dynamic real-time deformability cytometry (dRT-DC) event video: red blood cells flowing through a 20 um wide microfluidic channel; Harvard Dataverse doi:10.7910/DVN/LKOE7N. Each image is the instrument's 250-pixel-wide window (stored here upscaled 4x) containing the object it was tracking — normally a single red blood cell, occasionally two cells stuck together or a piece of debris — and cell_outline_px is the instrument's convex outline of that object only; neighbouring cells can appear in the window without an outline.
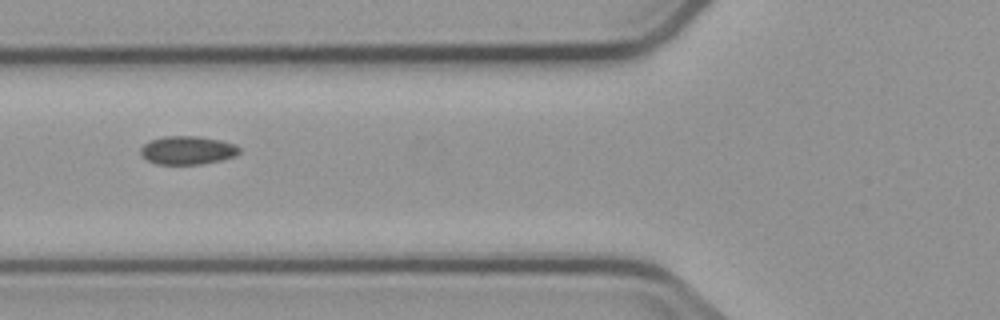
{"species": "common noctule bat (a hibernating species)", "species_latin": "Nyctalus noctula", "temperature_condition": "cold", "stored_images_in_passage": 7, "camera_frame_rate_fps": 3000, "um_per_image_px": 0.085, "animal": {"sex": "male", "body_mass_g": 23.1, "forearm_length_mm": 52.7}, "frame": {"image": 1, "passage_image": 2, "time_ms": 2.333, "image_size_px": [1000, 320], "cell_outline_px": [[240, 152], [236, 156], [220, 160], [200, 164], [156, 164], [148, 160], [140, 152], [140, 148], [144, 144], [152, 140], [164, 136], [196, 136], [220, 140], [236, 144], [240, 148]], "centroid_in_image_um": [15.96, 12.77], "position_along_channel_um": 109.8, "area_um2": 16.24}}
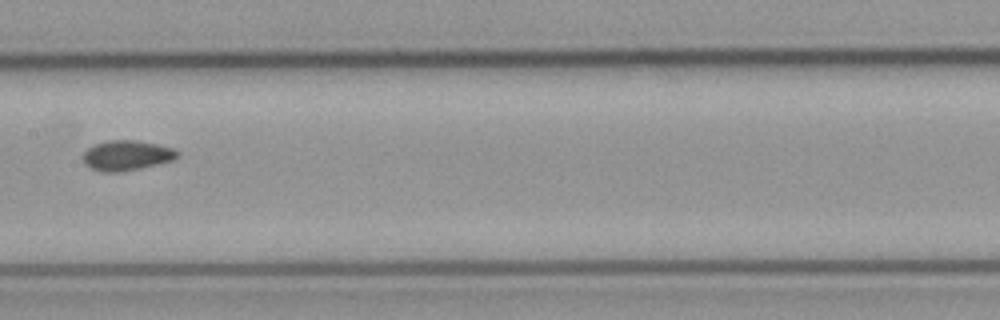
{"frame": {"image": 2, "passage_image": 4, "time_ms": 4.667, "image_size_px": [1000, 320], "cell_outline_px": [[180, 156], [172, 160], [156, 164], [120, 172], [104, 172], [92, 168], [84, 160], [84, 152], [88, 148], [96, 144], [108, 140], [136, 140], [156, 144], [172, 148], [180, 152]], "centroid_in_image_um": [10.8, 13.2], "position_along_channel_um": 196.6, "area_um2": 16.18}}
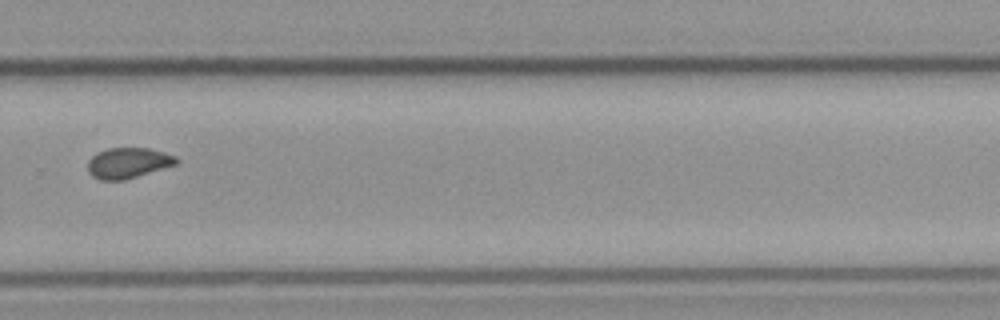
{"frame": {"image": 3, "passage_image": 7, "time_ms": 8.0, "image_size_px": [1000, 320], "cell_outline_px": [[180, 164], [124, 180], [100, 180], [92, 176], [88, 172], [88, 160], [96, 152], [108, 148], [148, 148], [164, 152], [176, 156], [180, 160]], "centroid_in_image_um": [10.92, 13.85], "position_along_channel_um": 318.9, "area_um2": 16.07}}